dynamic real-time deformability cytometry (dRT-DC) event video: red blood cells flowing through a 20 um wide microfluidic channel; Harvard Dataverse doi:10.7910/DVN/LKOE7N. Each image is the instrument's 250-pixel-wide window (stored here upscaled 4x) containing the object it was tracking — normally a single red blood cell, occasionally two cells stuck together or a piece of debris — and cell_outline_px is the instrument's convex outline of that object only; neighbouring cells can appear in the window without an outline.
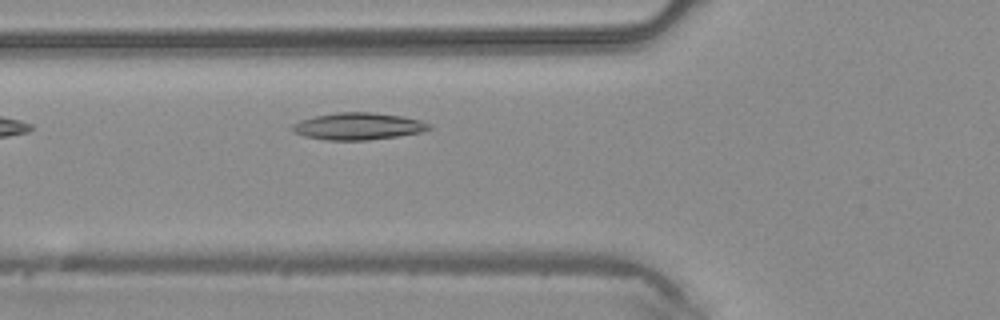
{"species": "common noctule bat (a hibernating species)", "species_latin": "Nyctalus noctula", "temperature_condition": "warm", "stored_images_in_passage": 7, "camera_frame_rate_fps": 3000, "um_per_image_px": 0.085, "animal": {"sex": "male", "body_mass_g": 20.4}, "frame": {"image": 1, "passage_image": 7, "time_ms": 2.0, "image_size_px": [1000, 320], "cell_outline_px": [[432, 128], [424, 132], [368, 140], [324, 140], [304, 136], [288, 128], [292, 124], [300, 120], [316, 116], [336, 112], [372, 112], [404, 116], [420, 120], [432, 124]], "centroid_in_image_um": [30.46, 10.73], "position_along_channel_um": 95.3, "area_um2": 21.73}}